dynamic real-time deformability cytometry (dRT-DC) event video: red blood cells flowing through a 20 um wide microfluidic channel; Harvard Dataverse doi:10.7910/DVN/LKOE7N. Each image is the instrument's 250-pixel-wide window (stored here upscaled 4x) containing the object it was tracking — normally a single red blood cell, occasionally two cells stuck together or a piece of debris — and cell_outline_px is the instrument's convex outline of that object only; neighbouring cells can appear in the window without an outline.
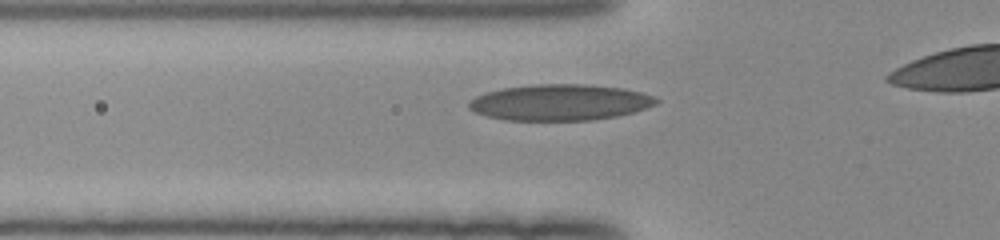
{"species": "human", "species_latin": "Homo sapiens", "temperature_condition": "room temperature", "stored_images_in_passage": 33, "camera_frame_rate_fps": 3000, "um_per_image_px": 0.085, "donor": {"sex": "female"}, "frame": {"image": 1, "passage_image": 6, "time_ms": 1.667, "image_size_px": [1000, 240], "cell_outline_px": [[660, 100], [656, 104], [632, 112], [616, 116], [592, 120], [504, 120], [488, 116], [476, 112], [468, 108], [468, 100], [484, 92], [504, 88], [536, 84], [580, 84], [624, 88], [640, 92], [652, 96]], "centroid_in_image_um": [47.55, 8.7], "position_along_channel_um": 78.2, "area_um2": 39.25}}
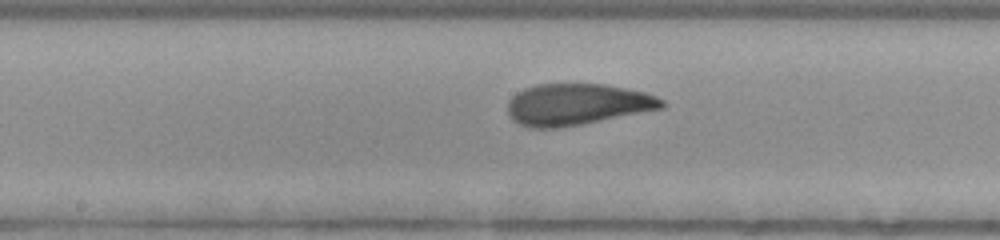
{"frame": {"image": 2, "passage_image": 15, "time_ms": 4.667, "image_size_px": [1000, 240], "cell_outline_px": [[668, 104], [664, 108], [580, 124], [556, 128], [532, 128], [520, 124], [512, 120], [508, 116], [508, 100], [516, 92], [524, 88], [536, 84], [604, 84], [644, 92], [656, 96], [664, 100]], "centroid_in_image_um": [49.03, 8.87], "position_along_channel_um": 199.2, "area_um2": 37.22}}
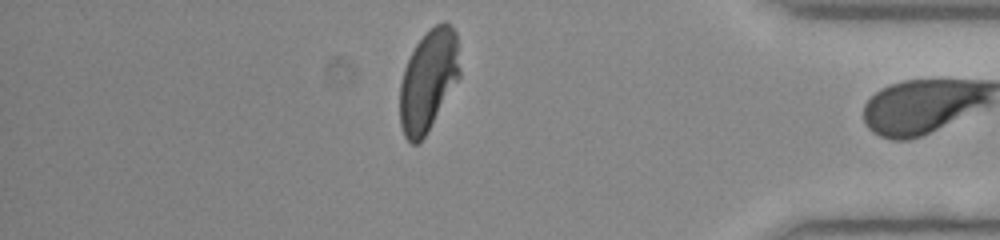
{"frame": {"image": 3, "passage_image": 32, "time_ms": 10.333, "image_size_px": [1000, 240], "cell_outline_px": [[460, 76], [424, 136], [416, 144], [412, 144], [404, 136], [400, 124], [400, 84], [404, 68], [416, 44], [428, 28], [444, 20], [456, 32], [460, 68]], "centroid_in_image_um": [36.4, 6.79], "position_along_channel_um": 398.8, "area_um2": 35.03}, "authors_computed_cell_mechanics": {"area_um2": 37.3388, "velocity_mm_per_s": 4.0155, "shape_relaxation_time_tau1_ms": 4.8, "shape_relaxation_time_tau2_ms": 1.0073, "deformation_change_tau1": 0.193, "deformation_change_tau2": 0.0814}}